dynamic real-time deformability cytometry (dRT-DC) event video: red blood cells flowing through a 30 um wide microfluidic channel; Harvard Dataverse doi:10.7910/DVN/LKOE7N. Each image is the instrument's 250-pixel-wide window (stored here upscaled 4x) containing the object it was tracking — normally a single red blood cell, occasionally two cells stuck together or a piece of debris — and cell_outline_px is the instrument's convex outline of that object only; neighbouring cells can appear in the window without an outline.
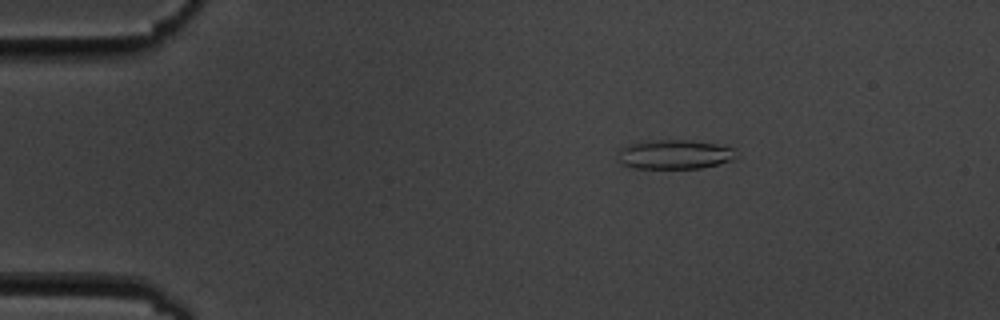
{"species": "common noctule bat (a hibernating species)", "species_latin": "Nyctalus noctula", "temperature_condition": "cold", "stored_images_in_passage": 5, "camera_frame_rate_fps": 3000, "um_per_image_px": 0.085, "animal": {"sex": "male", "body_mass_g": 19.5, "forearm_length_mm": 54.6}, "frame": {"image": 1, "passage_image": 3, "time_ms": 2.333, "image_size_px": [1000, 320], "cell_outline_px": [[736, 156], [732, 160], [720, 164], [700, 168], [632, 168], [620, 164], [620, 148], [628, 144], [660, 140], [692, 140], [716, 144], [736, 148]], "centroid_in_image_um": [57.38, 13.13], "position_along_channel_um": 27.6, "area_um2": 20.17}}